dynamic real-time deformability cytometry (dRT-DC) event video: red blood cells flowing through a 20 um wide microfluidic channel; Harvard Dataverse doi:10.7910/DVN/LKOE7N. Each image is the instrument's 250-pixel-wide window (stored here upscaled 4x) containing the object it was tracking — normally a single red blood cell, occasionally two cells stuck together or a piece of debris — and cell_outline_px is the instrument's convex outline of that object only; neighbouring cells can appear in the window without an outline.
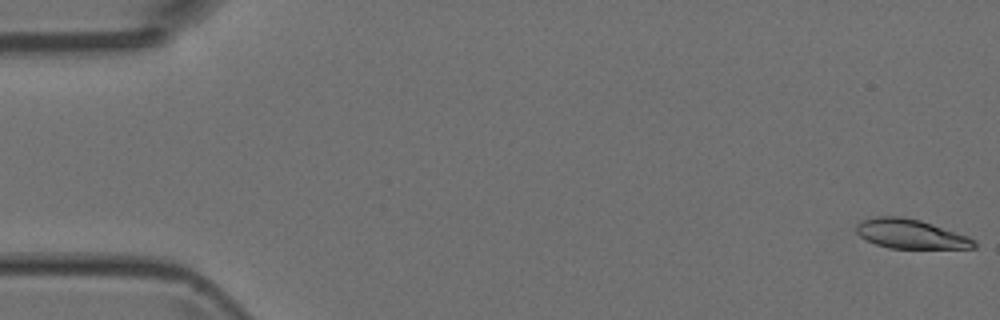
{"species": "Egyptian fruit bat (a non-hibernating species)", "species_latin": "Rousettus aegyptiacus", "temperature_condition": "room temperature", "stored_images_in_passage": 17, "camera_frame_rate_fps": 3000, "um_per_image_px": 0.085, "animal": {"sex": "female"}, "frame": {"image": 1, "passage_image": 1, "time_ms": 0.0, "image_size_px": [1000, 320], "cell_outline_px": [[976, 248], [888, 248], [876, 244], [860, 236], [856, 232], [856, 224], [864, 220], [876, 216], [904, 216], [920, 220], [968, 236], [976, 240]], "centroid_in_image_um": [77.41, 19.88], "position_along_channel_um": 7.6, "area_um2": 20.06}}
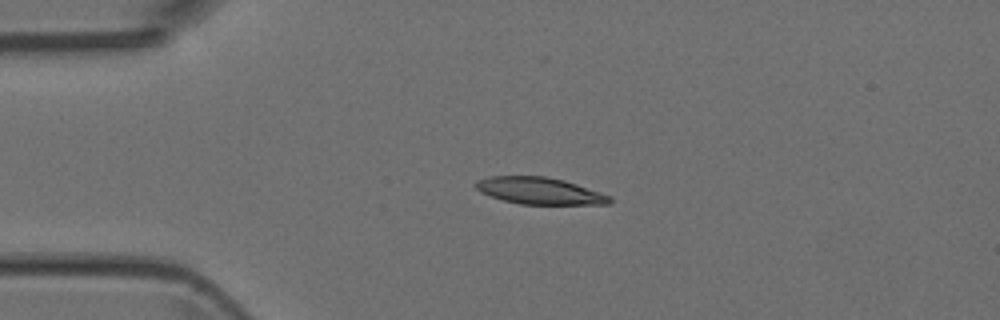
{"frame": {"image": 2, "passage_image": 12, "time_ms": 3.667, "image_size_px": [1000, 320], "cell_outline_px": [[612, 204], [520, 204], [504, 200], [480, 192], [476, 188], [476, 180], [492, 176], [544, 176], [564, 180], [612, 196]], "centroid_in_image_um": [45.89, 16.22], "position_along_channel_um": 39.1, "area_um2": 20.81}}